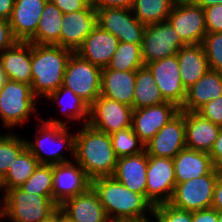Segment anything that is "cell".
Listing matches in <instances>:
<instances>
[{"instance_id":"6da1fadb","label":"cell","mask_w":222,"mask_h":222,"mask_svg":"<svg viewBox=\"0 0 222 222\" xmlns=\"http://www.w3.org/2000/svg\"><path fill=\"white\" fill-rule=\"evenodd\" d=\"M75 136V161L93 180L112 176L117 163L109 134L82 124Z\"/></svg>"},{"instance_id":"7a4b0ae2","label":"cell","mask_w":222,"mask_h":222,"mask_svg":"<svg viewBox=\"0 0 222 222\" xmlns=\"http://www.w3.org/2000/svg\"><path fill=\"white\" fill-rule=\"evenodd\" d=\"M73 51L58 45L32 43V92L38 99H46L62 86L67 62Z\"/></svg>"},{"instance_id":"3957f363","label":"cell","mask_w":222,"mask_h":222,"mask_svg":"<svg viewBox=\"0 0 222 222\" xmlns=\"http://www.w3.org/2000/svg\"><path fill=\"white\" fill-rule=\"evenodd\" d=\"M91 187L109 220L151 216L152 203L143 194L130 191L112 176L91 180Z\"/></svg>"},{"instance_id":"277c9868","label":"cell","mask_w":222,"mask_h":222,"mask_svg":"<svg viewBox=\"0 0 222 222\" xmlns=\"http://www.w3.org/2000/svg\"><path fill=\"white\" fill-rule=\"evenodd\" d=\"M35 141L26 140V148L37 158L40 164L56 165L70 162L62 149L70 151L71 159H75V136L76 132L70 133L69 126L50 124L46 119H39ZM49 146V147H48Z\"/></svg>"},{"instance_id":"5b68a950","label":"cell","mask_w":222,"mask_h":222,"mask_svg":"<svg viewBox=\"0 0 222 222\" xmlns=\"http://www.w3.org/2000/svg\"><path fill=\"white\" fill-rule=\"evenodd\" d=\"M58 211L59 205L48 196L15 187L4 193V208L0 218H8L10 222H44Z\"/></svg>"},{"instance_id":"8992f818","label":"cell","mask_w":222,"mask_h":222,"mask_svg":"<svg viewBox=\"0 0 222 222\" xmlns=\"http://www.w3.org/2000/svg\"><path fill=\"white\" fill-rule=\"evenodd\" d=\"M39 102L32 92L31 85L7 80L0 89V118L3 125L10 129L22 126L31 115L37 114L35 105Z\"/></svg>"},{"instance_id":"52a82bcc","label":"cell","mask_w":222,"mask_h":222,"mask_svg":"<svg viewBox=\"0 0 222 222\" xmlns=\"http://www.w3.org/2000/svg\"><path fill=\"white\" fill-rule=\"evenodd\" d=\"M101 73L102 68L73 52L67 62L62 86L91 106L100 97Z\"/></svg>"},{"instance_id":"ba28073f","label":"cell","mask_w":222,"mask_h":222,"mask_svg":"<svg viewBox=\"0 0 222 222\" xmlns=\"http://www.w3.org/2000/svg\"><path fill=\"white\" fill-rule=\"evenodd\" d=\"M217 177L218 169L214 168L205 176L176 184L169 203L191 212L211 208Z\"/></svg>"},{"instance_id":"9c48e42d","label":"cell","mask_w":222,"mask_h":222,"mask_svg":"<svg viewBox=\"0 0 222 222\" xmlns=\"http://www.w3.org/2000/svg\"><path fill=\"white\" fill-rule=\"evenodd\" d=\"M183 46L185 44L181 41L180 35L167 20L147 25L141 44L143 62L146 65L149 62L174 56Z\"/></svg>"},{"instance_id":"30bf717a","label":"cell","mask_w":222,"mask_h":222,"mask_svg":"<svg viewBox=\"0 0 222 222\" xmlns=\"http://www.w3.org/2000/svg\"><path fill=\"white\" fill-rule=\"evenodd\" d=\"M98 26L113 34L119 42L142 44L146 25L128 8L96 9Z\"/></svg>"},{"instance_id":"8fae6325","label":"cell","mask_w":222,"mask_h":222,"mask_svg":"<svg viewBox=\"0 0 222 222\" xmlns=\"http://www.w3.org/2000/svg\"><path fill=\"white\" fill-rule=\"evenodd\" d=\"M133 108L115 100L100 97L89 107L88 124L106 134L131 127Z\"/></svg>"},{"instance_id":"7c38bea8","label":"cell","mask_w":222,"mask_h":222,"mask_svg":"<svg viewBox=\"0 0 222 222\" xmlns=\"http://www.w3.org/2000/svg\"><path fill=\"white\" fill-rule=\"evenodd\" d=\"M146 198L153 206L170 202L175 186L173 159L148 155Z\"/></svg>"},{"instance_id":"4fadbf2b","label":"cell","mask_w":222,"mask_h":222,"mask_svg":"<svg viewBox=\"0 0 222 222\" xmlns=\"http://www.w3.org/2000/svg\"><path fill=\"white\" fill-rule=\"evenodd\" d=\"M145 66L150 70L164 99L181 108L185 102L187 90L182 84L177 54L149 62Z\"/></svg>"},{"instance_id":"5bb4252c","label":"cell","mask_w":222,"mask_h":222,"mask_svg":"<svg viewBox=\"0 0 222 222\" xmlns=\"http://www.w3.org/2000/svg\"><path fill=\"white\" fill-rule=\"evenodd\" d=\"M167 21L185 45L201 44L207 34L204 9L196 4L173 6Z\"/></svg>"},{"instance_id":"9a60e30c","label":"cell","mask_w":222,"mask_h":222,"mask_svg":"<svg viewBox=\"0 0 222 222\" xmlns=\"http://www.w3.org/2000/svg\"><path fill=\"white\" fill-rule=\"evenodd\" d=\"M90 187L91 179L75 160L53 165V200L59 206Z\"/></svg>"},{"instance_id":"2e32d148","label":"cell","mask_w":222,"mask_h":222,"mask_svg":"<svg viewBox=\"0 0 222 222\" xmlns=\"http://www.w3.org/2000/svg\"><path fill=\"white\" fill-rule=\"evenodd\" d=\"M179 112L180 108L168 101L155 106L133 109L131 127L146 144Z\"/></svg>"},{"instance_id":"e0dca14e","label":"cell","mask_w":222,"mask_h":222,"mask_svg":"<svg viewBox=\"0 0 222 222\" xmlns=\"http://www.w3.org/2000/svg\"><path fill=\"white\" fill-rule=\"evenodd\" d=\"M185 113L180 112L145 144L147 155L173 159L185 145Z\"/></svg>"},{"instance_id":"ac0fdd59","label":"cell","mask_w":222,"mask_h":222,"mask_svg":"<svg viewBox=\"0 0 222 222\" xmlns=\"http://www.w3.org/2000/svg\"><path fill=\"white\" fill-rule=\"evenodd\" d=\"M97 26L96 9L91 4L83 10L64 13L61 22L60 46L76 52Z\"/></svg>"},{"instance_id":"d6986e66","label":"cell","mask_w":222,"mask_h":222,"mask_svg":"<svg viewBox=\"0 0 222 222\" xmlns=\"http://www.w3.org/2000/svg\"><path fill=\"white\" fill-rule=\"evenodd\" d=\"M48 0H15L9 25L17 41L28 42L35 34Z\"/></svg>"},{"instance_id":"ffe728a7","label":"cell","mask_w":222,"mask_h":222,"mask_svg":"<svg viewBox=\"0 0 222 222\" xmlns=\"http://www.w3.org/2000/svg\"><path fill=\"white\" fill-rule=\"evenodd\" d=\"M59 211L72 222H109L98 195L90 187L86 192L65 200Z\"/></svg>"},{"instance_id":"44dd1931","label":"cell","mask_w":222,"mask_h":222,"mask_svg":"<svg viewBox=\"0 0 222 222\" xmlns=\"http://www.w3.org/2000/svg\"><path fill=\"white\" fill-rule=\"evenodd\" d=\"M119 44V40L108 31L97 26L76 50L81 58L100 68H105L110 62Z\"/></svg>"},{"instance_id":"7402d4cb","label":"cell","mask_w":222,"mask_h":222,"mask_svg":"<svg viewBox=\"0 0 222 222\" xmlns=\"http://www.w3.org/2000/svg\"><path fill=\"white\" fill-rule=\"evenodd\" d=\"M147 168L148 155L144 150L138 154L118 158L112 177L130 191L146 197Z\"/></svg>"},{"instance_id":"603a6c76","label":"cell","mask_w":222,"mask_h":222,"mask_svg":"<svg viewBox=\"0 0 222 222\" xmlns=\"http://www.w3.org/2000/svg\"><path fill=\"white\" fill-rule=\"evenodd\" d=\"M31 51L32 43L17 41L0 53L3 72L8 80L32 84Z\"/></svg>"},{"instance_id":"cb8c5ba5","label":"cell","mask_w":222,"mask_h":222,"mask_svg":"<svg viewBox=\"0 0 222 222\" xmlns=\"http://www.w3.org/2000/svg\"><path fill=\"white\" fill-rule=\"evenodd\" d=\"M183 112L185 113L186 148L210 153L221 127L203 118L197 112Z\"/></svg>"},{"instance_id":"d4e9b609","label":"cell","mask_w":222,"mask_h":222,"mask_svg":"<svg viewBox=\"0 0 222 222\" xmlns=\"http://www.w3.org/2000/svg\"><path fill=\"white\" fill-rule=\"evenodd\" d=\"M136 71L102 69L100 95L134 109Z\"/></svg>"},{"instance_id":"484cf974","label":"cell","mask_w":222,"mask_h":222,"mask_svg":"<svg viewBox=\"0 0 222 222\" xmlns=\"http://www.w3.org/2000/svg\"><path fill=\"white\" fill-rule=\"evenodd\" d=\"M222 96V73L208 70L194 85L187 89L181 111L197 112L206 103Z\"/></svg>"},{"instance_id":"4316f807","label":"cell","mask_w":222,"mask_h":222,"mask_svg":"<svg viewBox=\"0 0 222 222\" xmlns=\"http://www.w3.org/2000/svg\"><path fill=\"white\" fill-rule=\"evenodd\" d=\"M173 163L176 184L205 176L215 168L209 153L189 148L182 149L173 158Z\"/></svg>"},{"instance_id":"83f0119b","label":"cell","mask_w":222,"mask_h":222,"mask_svg":"<svg viewBox=\"0 0 222 222\" xmlns=\"http://www.w3.org/2000/svg\"><path fill=\"white\" fill-rule=\"evenodd\" d=\"M180 76L183 86L189 89L208 70V60L202 44L185 45L177 53Z\"/></svg>"},{"instance_id":"f1b7e54d","label":"cell","mask_w":222,"mask_h":222,"mask_svg":"<svg viewBox=\"0 0 222 222\" xmlns=\"http://www.w3.org/2000/svg\"><path fill=\"white\" fill-rule=\"evenodd\" d=\"M67 99V100H66ZM46 100L58 103L61 106L62 115L67 120L60 119H47L50 124H59L62 126H69L67 123L72 121L81 122L82 124H88L89 121V105H87L80 97L76 96L70 89L61 86L56 91L51 93ZM69 102V103H68ZM83 122V123H82Z\"/></svg>"},{"instance_id":"f546056e","label":"cell","mask_w":222,"mask_h":222,"mask_svg":"<svg viewBox=\"0 0 222 222\" xmlns=\"http://www.w3.org/2000/svg\"><path fill=\"white\" fill-rule=\"evenodd\" d=\"M62 18L63 13L61 10L48 0L40 17L36 34L28 42L60 46Z\"/></svg>"},{"instance_id":"4dcf8cb0","label":"cell","mask_w":222,"mask_h":222,"mask_svg":"<svg viewBox=\"0 0 222 222\" xmlns=\"http://www.w3.org/2000/svg\"><path fill=\"white\" fill-rule=\"evenodd\" d=\"M167 102L155 84L150 70L144 66L136 70L134 109Z\"/></svg>"},{"instance_id":"1f68e13d","label":"cell","mask_w":222,"mask_h":222,"mask_svg":"<svg viewBox=\"0 0 222 222\" xmlns=\"http://www.w3.org/2000/svg\"><path fill=\"white\" fill-rule=\"evenodd\" d=\"M39 164L37 158L25 148L1 179L2 192L20 187L34 173Z\"/></svg>"},{"instance_id":"d6a6232c","label":"cell","mask_w":222,"mask_h":222,"mask_svg":"<svg viewBox=\"0 0 222 222\" xmlns=\"http://www.w3.org/2000/svg\"><path fill=\"white\" fill-rule=\"evenodd\" d=\"M172 8V0H134L131 10L147 26L166 21Z\"/></svg>"},{"instance_id":"836d02e7","label":"cell","mask_w":222,"mask_h":222,"mask_svg":"<svg viewBox=\"0 0 222 222\" xmlns=\"http://www.w3.org/2000/svg\"><path fill=\"white\" fill-rule=\"evenodd\" d=\"M142 59L141 45L119 42L110 62L105 68L116 71H136L144 67Z\"/></svg>"},{"instance_id":"e575fe53","label":"cell","mask_w":222,"mask_h":222,"mask_svg":"<svg viewBox=\"0 0 222 222\" xmlns=\"http://www.w3.org/2000/svg\"><path fill=\"white\" fill-rule=\"evenodd\" d=\"M17 133H0V180L7 174L10 165L14 163L19 154L26 148L25 138Z\"/></svg>"},{"instance_id":"d590c367","label":"cell","mask_w":222,"mask_h":222,"mask_svg":"<svg viewBox=\"0 0 222 222\" xmlns=\"http://www.w3.org/2000/svg\"><path fill=\"white\" fill-rule=\"evenodd\" d=\"M53 165L39 164L34 173L19 187L25 192L45 195L53 200Z\"/></svg>"},{"instance_id":"8d00e7d4","label":"cell","mask_w":222,"mask_h":222,"mask_svg":"<svg viewBox=\"0 0 222 222\" xmlns=\"http://www.w3.org/2000/svg\"><path fill=\"white\" fill-rule=\"evenodd\" d=\"M112 146L117 158L138 154L145 150V144L129 127L110 135Z\"/></svg>"},{"instance_id":"74e56055","label":"cell","mask_w":222,"mask_h":222,"mask_svg":"<svg viewBox=\"0 0 222 222\" xmlns=\"http://www.w3.org/2000/svg\"><path fill=\"white\" fill-rule=\"evenodd\" d=\"M201 44L209 69L222 73V32L207 33Z\"/></svg>"},{"instance_id":"f35d334b","label":"cell","mask_w":222,"mask_h":222,"mask_svg":"<svg viewBox=\"0 0 222 222\" xmlns=\"http://www.w3.org/2000/svg\"><path fill=\"white\" fill-rule=\"evenodd\" d=\"M156 222H192V212L179 209L168 203L154 206L151 213Z\"/></svg>"},{"instance_id":"ab89813d","label":"cell","mask_w":222,"mask_h":222,"mask_svg":"<svg viewBox=\"0 0 222 222\" xmlns=\"http://www.w3.org/2000/svg\"><path fill=\"white\" fill-rule=\"evenodd\" d=\"M207 33L222 32V4L204 8Z\"/></svg>"},{"instance_id":"60d3db41","label":"cell","mask_w":222,"mask_h":222,"mask_svg":"<svg viewBox=\"0 0 222 222\" xmlns=\"http://www.w3.org/2000/svg\"><path fill=\"white\" fill-rule=\"evenodd\" d=\"M203 118L222 127V96L206 103L197 111Z\"/></svg>"},{"instance_id":"b9f144b4","label":"cell","mask_w":222,"mask_h":222,"mask_svg":"<svg viewBox=\"0 0 222 222\" xmlns=\"http://www.w3.org/2000/svg\"><path fill=\"white\" fill-rule=\"evenodd\" d=\"M16 42L17 40L12 34L9 21L0 18V53L12 47Z\"/></svg>"},{"instance_id":"7bdbcfd3","label":"cell","mask_w":222,"mask_h":222,"mask_svg":"<svg viewBox=\"0 0 222 222\" xmlns=\"http://www.w3.org/2000/svg\"><path fill=\"white\" fill-rule=\"evenodd\" d=\"M54 3L61 12L71 13L83 10L89 3L86 0H49Z\"/></svg>"},{"instance_id":"ee69618b","label":"cell","mask_w":222,"mask_h":222,"mask_svg":"<svg viewBox=\"0 0 222 222\" xmlns=\"http://www.w3.org/2000/svg\"><path fill=\"white\" fill-rule=\"evenodd\" d=\"M192 222H218V211L212 207L194 211Z\"/></svg>"},{"instance_id":"f6af8a7d","label":"cell","mask_w":222,"mask_h":222,"mask_svg":"<svg viewBox=\"0 0 222 222\" xmlns=\"http://www.w3.org/2000/svg\"><path fill=\"white\" fill-rule=\"evenodd\" d=\"M215 168L222 169V127L209 153Z\"/></svg>"},{"instance_id":"bcb514c9","label":"cell","mask_w":222,"mask_h":222,"mask_svg":"<svg viewBox=\"0 0 222 222\" xmlns=\"http://www.w3.org/2000/svg\"><path fill=\"white\" fill-rule=\"evenodd\" d=\"M134 0H96L93 6L95 9L104 8H128L131 9Z\"/></svg>"},{"instance_id":"7dc6e473","label":"cell","mask_w":222,"mask_h":222,"mask_svg":"<svg viewBox=\"0 0 222 222\" xmlns=\"http://www.w3.org/2000/svg\"><path fill=\"white\" fill-rule=\"evenodd\" d=\"M212 208L217 211H222V169L218 170V177L214 187Z\"/></svg>"},{"instance_id":"c3c4849f","label":"cell","mask_w":222,"mask_h":222,"mask_svg":"<svg viewBox=\"0 0 222 222\" xmlns=\"http://www.w3.org/2000/svg\"><path fill=\"white\" fill-rule=\"evenodd\" d=\"M15 0H0V18L9 20Z\"/></svg>"},{"instance_id":"681fc988","label":"cell","mask_w":222,"mask_h":222,"mask_svg":"<svg viewBox=\"0 0 222 222\" xmlns=\"http://www.w3.org/2000/svg\"><path fill=\"white\" fill-rule=\"evenodd\" d=\"M150 216L146 217H135V218H118L110 220L109 222H154L150 220Z\"/></svg>"},{"instance_id":"f907efd6","label":"cell","mask_w":222,"mask_h":222,"mask_svg":"<svg viewBox=\"0 0 222 222\" xmlns=\"http://www.w3.org/2000/svg\"><path fill=\"white\" fill-rule=\"evenodd\" d=\"M216 4H222V0H197L196 2V5L203 9Z\"/></svg>"},{"instance_id":"816d5d0a","label":"cell","mask_w":222,"mask_h":222,"mask_svg":"<svg viewBox=\"0 0 222 222\" xmlns=\"http://www.w3.org/2000/svg\"><path fill=\"white\" fill-rule=\"evenodd\" d=\"M7 80L6 74L3 72L2 61L0 58V89L5 85Z\"/></svg>"},{"instance_id":"f5cc1de1","label":"cell","mask_w":222,"mask_h":222,"mask_svg":"<svg viewBox=\"0 0 222 222\" xmlns=\"http://www.w3.org/2000/svg\"><path fill=\"white\" fill-rule=\"evenodd\" d=\"M197 0H172L173 6L185 5V4H196Z\"/></svg>"},{"instance_id":"db71d44e","label":"cell","mask_w":222,"mask_h":222,"mask_svg":"<svg viewBox=\"0 0 222 222\" xmlns=\"http://www.w3.org/2000/svg\"><path fill=\"white\" fill-rule=\"evenodd\" d=\"M44 222H62V213L58 211L51 218H49L48 220Z\"/></svg>"},{"instance_id":"11a10c76","label":"cell","mask_w":222,"mask_h":222,"mask_svg":"<svg viewBox=\"0 0 222 222\" xmlns=\"http://www.w3.org/2000/svg\"><path fill=\"white\" fill-rule=\"evenodd\" d=\"M0 189L2 190L1 180H0ZM1 194H2V199L0 200L1 201L0 202V217L2 215L3 208H4V193L1 192ZM0 221H1V218H0Z\"/></svg>"},{"instance_id":"9f6ffc18","label":"cell","mask_w":222,"mask_h":222,"mask_svg":"<svg viewBox=\"0 0 222 222\" xmlns=\"http://www.w3.org/2000/svg\"><path fill=\"white\" fill-rule=\"evenodd\" d=\"M218 222H222V211H218Z\"/></svg>"},{"instance_id":"6f0895ef","label":"cell","mask_w":222,"mask_h":222,"mask_svg":"<svg viewBox=\"0 0 222 222\" xmlns=\"http://www.w3.org/2000/svg\"><path fill=\"white\" fill-rule=\"evenodd\" d=\"M62 222H72V221L69 220L67 217H65V216L62 214Z\"/></svg>"},{"instance_id":"680465c9","label":"cell","mask_w":222,"mask_h":222,"mask_svg":"<svg viewBox=\"0 0 222 222\" xmlns=\"http://www.w3.org/2000/svg\"><path fill=\"white\" fill-rule=\"evenodd\" d=\"M89 4L93 5L96 0H86Z\"/></svg>"}]
</instances>
